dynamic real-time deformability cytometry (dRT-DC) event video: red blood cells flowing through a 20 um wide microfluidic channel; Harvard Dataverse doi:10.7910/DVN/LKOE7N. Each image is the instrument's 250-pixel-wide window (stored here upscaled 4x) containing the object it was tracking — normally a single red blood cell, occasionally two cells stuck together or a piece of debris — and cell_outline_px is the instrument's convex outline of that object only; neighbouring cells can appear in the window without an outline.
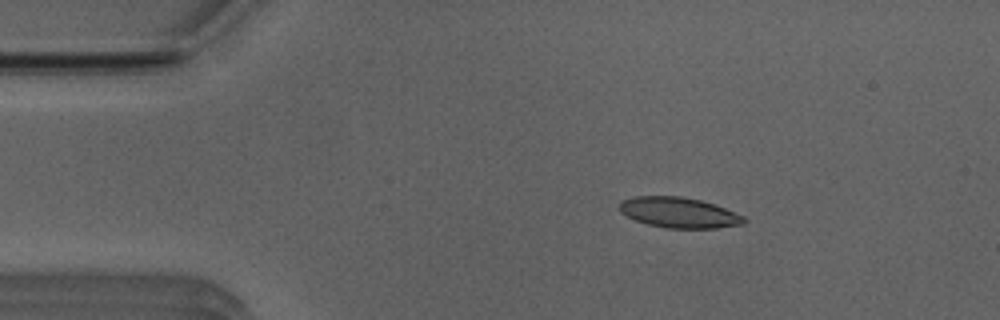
{"species": "Egyptian fruit bat (a non-hibernating species)", "species_latin": "Rousettus aegyptiacus", "temperature_condition": "room temperature", "stored_images_in_passage": 9, "camera_frame_rate_fps": 3000, "um_per_image_px": 0.085, "animal": {"sex": "male"}, "frame": {"image": 1, "passage_image": 2, "time_ms": 0.333, "image_size_px": [1000, 320], "cell_outline_px": [[748, 220], [744, 224], [716, 228], [664, 228], [648, 224], [636, 220], [620, 212], [620, 200], [632, 196], [680, 196], [700, 200], [724, 208], [744, 216]], "centroid_in_image_um": [57.7, 18.07], "position_along_channel_um": 27.3, "area_um2": 22.08}}